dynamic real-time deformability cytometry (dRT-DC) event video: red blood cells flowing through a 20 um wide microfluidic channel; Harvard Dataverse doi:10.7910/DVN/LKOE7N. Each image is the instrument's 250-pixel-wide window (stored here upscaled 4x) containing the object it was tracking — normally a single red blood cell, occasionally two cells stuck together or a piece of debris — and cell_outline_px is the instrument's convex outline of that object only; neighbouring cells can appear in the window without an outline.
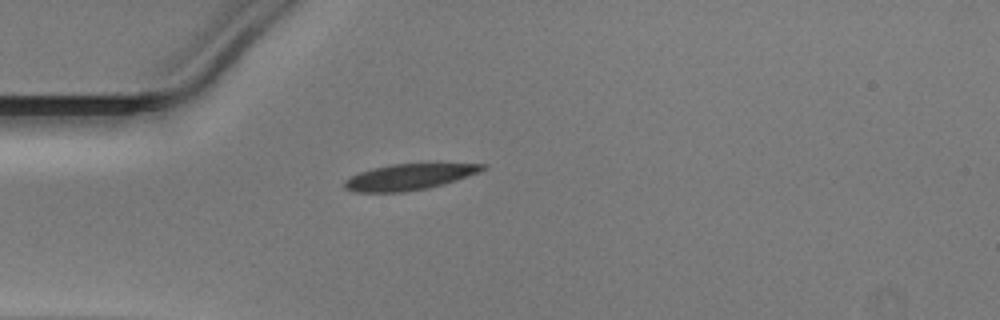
{"species": "Egyptian fruit bat (a non-hibernating species)", "species_latin": "Rousettus aegyptiacus", "temperature_condition": "warm", "stored_images_in_passage": 37, "camera_frame_rate_fps": 3000, "um_per_image_px": 0.085, "animal": {"sex": "male"}, "frame": {"image": 1, "passage_image": 1, "time_ms": 0.0, "image_size_px": [1000, 320], "cell_outline_px": [[488, 168], [456, 180], [428, 188], [404, 192], [356, 192], [344, 188], [344, 180], [360, 172], [372, 168], [392, 164], [436, 160], [484, 164]], "centroid_in_image_um": [34.88, 14.97], "position_along_channel_um": 50.1, "area_um2": 21.91}}
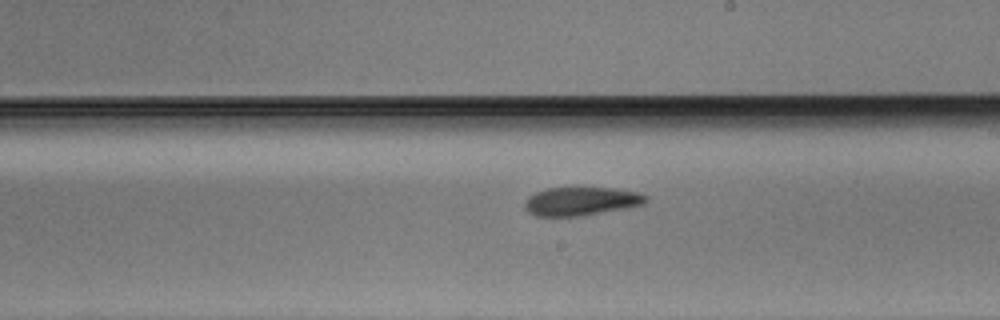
{"frame": {"image": 2, "passage_image": 16, "time_ms": 5.0, "image_size_px": [1000, 320], "cell_outline_px": [[648, 200], [644, 204], [628, 208], [580, 216], [536, 216], [528, 212], [524, 208], [524, 204], [528, 196], [536, 192], [548, 188], [612, 188], [640, 192], [648, 196]], "centroid_in_image_um": [49.42, 17.11], "position_along_channel_um": 239.6, "area_um2": 20.23}}
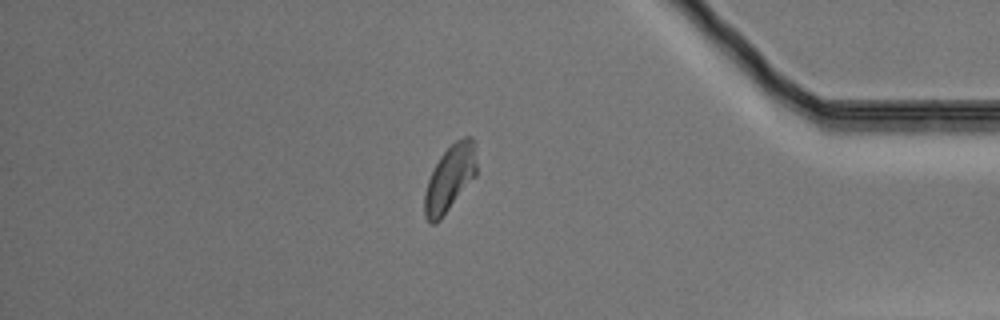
{"frame": {"image": 3, "passage_image": 30, "time_ms": 9.667, "image_size_px": [1000, 320], "cell_outline_px": [[476, 176], [440, 220], [436, 224], [432, 224], [424, 216], [424, 196], [428, 180], [440, 156], [456, 140], [464, 136], [472, 136], [476, 140]], "centroid_in_image_um": [38.26, 15.13], "position_along_channel_um": 396.9, "area_um2": 20.17}}